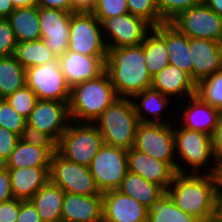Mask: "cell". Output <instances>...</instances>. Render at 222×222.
<instances>
[{"label": "cell", "instance_id": "obj_3", "mask_svg": "<svg viewBox=\"0 0 222 222\" xmlns=\"http://www.w3.org/2000/svg\"><path fill=\"white\" fill-rule=\"evenodd\" d=\"M118 98L105 70L98 77L71 88L68 103L70 119L93 123Z\"/></svg>", "mask_w": 222, "mask_h": 222}, {"label": "cell", "instance_id": "obj_32", "mask_svg": "<svg viewBox=\"0 0 222 222\" xmlns=\"http://www.w3.org/2000/svg\"><path fill=\"white\" fill-rule=\"evenodd\" d=\"M142 45L145 65L151 77L169 65L166 41L154 29L146 35Z\"/></svg>", "mask_w": 222, "mask_h": 222}, {"label": "cell", "instance_id": "obj_52", "mask_svg": "<svg viewBox=\"0 0 222 222\" xmlns=\"http://www.w3.org/2000/svg\"><path fill=\"white\" fill-rule=\"evenodd\" d=\"M215 176L217 180L219 195H222V166H217Z\"/></svg>", "mask_w": 222, "mask_h": 222}, {"label": "cell", "instance_id": "obj_34", "mask_svg": "<svg viewBox=\"0 0 222 222\" xmlns=\"http://www.w3.org/2000/svg\"><path fill=\"white\" fill-rule=\"evenodd\" d=\"M205 103L218 108L222 104V69L196 84V94Z\"/></svg>", "mask_w": 222, "mask_h": 222}, {"label": "cell", "instance_id": "obj_20", "mask_svg": "<svg viewBox=\"0 0 222 222\" xmlns=\"http://www.w3.org/2000/svg\"><path fill=\"white\" fill-rule=\"evenodd\" d=\"M103 216L102 195L64 194L62 221L97 222Z\"/></svg>", "mask_w": 222, "mask_h": 222}, {"label": "cell", "instance_id": "obj_4", "mask_svg": "<svg viewBox=\"0 0 222 222\" xmlns=\"http://www.w3.org/2000/svg\"><path fill=\"white\" fill-rule=\"evenodd\" d=\"M139 123L132 100L120 97L93 121L104 144L127 150L134 146Z\"/></svg>", "mask_w": 222, "mask_h": 222}, {"label": "cell", "instance_id": "obj_30", "mask_svg": "<svg viewBox=\"0 0 222 222\" xmlns=\"http://www.w3.org/2000/svg\"><path fill=\"white\" fill-rule=\"evenodd\" d=\"M26 85V69L14 55L0 57V99Z\"/></svg>", "mask_w": 222, "mask_h": 222}, {"label": "cell", "instance_id": "obj_8", "mask_svg": "<svg viewBox=\"0 0 222 222\" xmlns=\"http://www.w3.org/2000/svg\"><path fill=\"white\" fill-rule=\"evenodd\" d=\"M68 50L88 56H107L101 22L92 12L72 14Z\"/></svg>", "mask_w": 222, "mask_h": 222}, {"label": "cell", "instance_id": "obj_5", "mask_svg": "<svg viewBox=\"0 0 222 222\" xmlns=\"http://www.w3.org/2000/svg\"><path fill=\"white\" fill-rule=\"evenodd\" d=\"M103 144V137L93 123L71 120L57 143V152L69 161L89 167Z\"/></svg>", "mask_w": 222, "mask_h": 222}, {"label": "cell", "instance_id": "obj_16", "mask_svg": "<svg viewBox=\"0 0 222 222\" xmlns=\"http://www.w3.org/2000/svg\"><path fill=\"white\" fill-rule=\"evenodd\" d=\"M106 58L67 50L58 58V63L67 85L72 88L101 75L106 70Z\"/></svg>", "mask_w": 222, "mask_h": 222}, {"label": "cell", "instance_id": "obj_24", "mask_svg": "<svg viewBox=\"0 0 222 222\" xmlns=\"http://www.w3.org/2000/svg\"><path fill=\"white\" fill-rule=\"evenodd\" d=\"M153 29L166 41L169 64L178 67L192 77V59L189 38L170 23H162Z\"/></svg>", "mask_w": 222, "mask_h": 222}, {"label": "cell", "instance_id": "obj_54", "mask_svg": "<svg viewBox=\"0 0 222 222\" xmlns=\"http://www.w3.org/2000/svg\"><path fill=\"white\" fill-rule=\"evenodd\" d=\"M198 222H222V220L217 215H215L208 219L199 220Z\"/></svg>", "mask_w": 222, "mask_h": 222}, {"label": "cell", "instance_id": "obj_1", "mask_svg": "<svg viewBox=\"0 0 222 222\" xmlns=\"http://www.w3.org/2000/svg\"><path fill=\"white\" fill-rule=\"evenodd\" d=\"M166 192L181 211L199 220L217 215L219 192L213 174L176 173Z\"/></svg>", "mask_w": 222, "mask_h": 222}, {"label": "cell", "instance_id": "obj_36", "mask_svg": "<svg viewBox=\"0 0 222 222\" xmlns=\"http://www.w3.org/2000/svg\"><path fill=\"white\" fill-rule=\"evenodd\" d=\"M129 13L144 19L152 27L165 23L156 5V0H127Z\"/></svg>", "mask_w": 222, "mask_h": 222}, {"label": "cell", "instance_id": "obj_39", "mask_svg": "<svg viewBox=\"0 0 222 222\" xmlns=\"http://www.w3.org/2000/svg\"><path fill=\"white\" fill-rule=\"evenodd\" d=\"M92 13L100 22L104 19L127 14L129 13L127 0H97Z\"/></svg>", "mask_w": 222, "mask_h": 222}, {"label": "cell", "instance_id": "obj_51", "mask_svg": "<svg viewBox=\"0 0 222 222\" xmlns=\"http://www.w3.org/2000/svg\"><path fill=\"white\" fill-rule=\"evenodd\" d=\"M11 1L14 6V9L36 6V0H11Z\"/></svg>", "mask_w": 222, "mask_h": 222}, {"label": "cell", "instance_id": "obj_23", "mask_svg": "<svg viewBox=\"0 0 222 222\" xmlns=\"http://www.w3.org/2000/svg\"><path fill=\"white\" fill-rule=\"evenodd\" d=\"M188 99L186 100L184 112L181 114L183 115L181 126L212 136L219 119L217 108L205 103L197 95H193Z\"/></svg>", "mask_w": 222, "mask_h": 222}, {"label": "cell", "instance_id": "obj_9", "mask_svg": "<svg viewBox=\"0 0 222 222\" xmlns=\"http://www.w3.org/2000/svg\"><path fill=\"white\" fill-rule=\"evenodd\" d=\"M49 176L50 182L60 187L64 192L102 195L88 166L69 161L57 151L51 158Z\"/></svg>", "mask_w": 222, "mask_h": 222}, {"label": "cell", "instance_id": "obj_49", "mask_svg": "<svg viewBox=\"0 0 222 222\" xmlns=\"http://www.w3.org/2000/svg\"><path fill=\"white\" fill-rule=\"evenodd\" d=\"M13 10H14V6L11 0H0V18L1 19H7Z\"/></svg>", "mask_w": 222, "mask_h": 222}, {"label": "cell", "instance_id": "obj_37", "mask_svg": "<svg viewBox=\"0 0 222 222\" xmlns=\"http://www.w3.org/2000/svg\"><path fill=\"white\" fill-rule=\"evenodd\" d=\"M203 0H156V5L161 19L169 23L180 12L199 5Z\"/></svg>", "mask_w": 222, "mask_h": 222}, {"label": "cell", "instance_id": "obj_33", "mask_svg": "<svg viewBox=\"0 0 222 222\" xmlns=\"http://www.w3.org/2000/svg\"><path fill=\"white\" fill-rule=\"evenodd\" d=\"M147 222H198L194 215L181 211L165 192L148 208Z\"/></svg>", "mask_w": 222, "mask_h": 222}, {"label": "cell", "instance_id": "obj_25", "mask_svg": "<svg viewBox=\"0 0 222 222\" xmlns=\"http://www.w3.org/2000/svg\"><path fill=\"white\" fill-rule=\"evenodd\" d=\"M65 192L50 181L29 200L37 209L42 222L62 221V205Z\"/></svg>", "mask_w": 222, "mask_h": 222}, {"label": "cell", "instance_id": "obj_13", "mask_svg": "<svg viewBox=\"0 0 222 222\" xmlns=\"http://www.w3.org/2000/svg\"><path fill=\"white\" fill-rule=\"evenodd\" d=\"M26 85L38 99L69 102L71 88L66 83L58 60L27 68Z\"/></svg>", "mask_w": 222, "mask_h": 222}, {"label": "cell", "instance_id": "obj_40", "mask_svg": "<svg viewBox=\"0 0 222 222\" xmlns=\"http://www.w3.org/2000/svg\"><path fill=\"white\" fill-rule=\"evenodd\" d=\"M20 140L45 149H57V143L46 133L25 124L19 136Z\"/></svg>", "mask_w": 222, "mask_h": 222}, {"label": "cell", "instance_id": "obj_6", "mask_svg": "<svg viewBox=\"0 0 222 222\" xmlns=\"http://www.w3.org/2000/svg\"><path fill=\"white\" fill-rule=\"evenodd\" d=\"M173 123H139L136 129L134 148L147 155L167 162L177 173L191 174L176 161Z\"/></svg>", "mask_w": 222, "mask_h": 222}, {"label": "cell", "instance_id": "obj_29", "mask_svg": "<svg viewBox=\"0 0 222 222\" xmlns=\"http://www.w3.org/2000/svg\"><path fill=\"white\" fill-rule=\"evenodd\" d=\"M149 208L166 191L159 185L147 181L138 174L128 171L117 189Z\"/></svg>", "mask_w": 222, "mask_h": 222}, {"label": "cell", "instance_id": "obj_45", "mask_svg": "<svg viewBox=\"0 0 222 222\" xmlns=\"http://www.w3.org/2000/svg\"><path fill=\"white\" fill-rule=\"evenodd\" d=\"M17 222H42L37 209L29 200L21 201Z\"/></svg>", "mask_w": 222, "mask_h": 222}, {"label": "cell", "instance_id": "obj_26", "mask_svg": "<svg viewBox=\"0 0 222 222\" xmlns=\"http://www.w3.org/2000/svg\"><path fill=\"white\" fill-rule=\"evenodd\" d=\"M131 100L140 123L170 124V121H163L160 117L161 114V116H163V113L165 112L162 111H164L165 108H168V103L171 101L168 96L163 95L161 92L151 87L136 94ZM146 112L148 113V116L151 115L149 118L147 117ZM150 117L153 118L151 119Z\"/></svg>", "mask_w": 222, "mask_h": 222}, {"label": "cell", "instance_id": "obj_19", "mask_svg": "<svg viewBox=\"0 0 222 222\" xmlns=\"http://www.w3.org/2000/svg\"><path fill=\"white\" fill-rule=\"evenodd\" d=\"M128 171L161 186L165 191L177 173L167 162L159 161L134 147L127 151Z\"/></svg>", "mask_w": 222, "mask_h": 222}, {"label": "cell", "instance_id": "obj_44", "mask_svg": "<svg viewBox=\"0 0 222 222\" xmlns=\"http://www.w3.org/2000/svg\"><path fill=\"white\" fill-rule=\"evenodd\" d=\"M13 199L8 168L0 164V203Z\"/></svg>", "mask_w": 222, "mask_h": 222}, {"label": "cell", "instance_id": "obj_56", "mask_svg": "<svg viewBox=\"0 0 222 222\" xmlns=\"http://www.w3.org/2000/svg\"><path fill=\"white\" fill-rule=\"evenodd\" d=\"M217 166H222V155L217 159Z\"/></svg>", "mask_w": 222, "mask_h": 222}, {"label": "cell", "instance_id": "obj_2", "mask_svg": "<svg viewBox=\"0 0 222 222\" xmlns=\"http://www.w3.org/2000/svg\"><path fill=\"white\" fill-rule=\"evenodd\" d=\"M106 71L120 98L132 99L136 94L151 88L152 77L145 65L142 44L108 49Z\"/></svg>", "mask_w": 222, "mask_h": 222}, {"label": "cell", "instance_id": "obj_50", "mask_svg": "<svg viewBox=\"0 0 222 222\" xmlns=\"http://www.w3.org/2000/svg\"><path fill=\"white\" fill-rule=\"evenodd\" d=\"M203 2L222 17V0H203Z\"/></svg>", "mask_w": 222, "mask_h": 222}, {"label": "cell", "instance_id": "obj_15", "mask_svg": "<svg viewBox=\"0 0 222 222\" xmlns=\"http://www.w3.org/2000/svg\"><path fill=\"white\" fill-rule=\"evenodd\" d=\"M41 39L59 58L68 50L70 21L74 12L38 7Z\"/></svg>", "mask_w": 222, "mask_h": 222}, {"label": "cell", "instance_id": "obj_28", "mask_svg": "<svg viewBox=\"0 0 222 222\" xmlns=\"http://www.w3.org/2000/svg\"><path fill=\"white\" fill-rule=\"evenodd\" d=\"M56 151L57 149H45L19 140L4 165L7 168L50 167L51 158Z\"/></svg>", "mask_w": 222, "mask_h": 222}, {"label": "cell", "instance_id": "obj_10", "mask_svg": "<svg viewBox=\"0 0 222 222\" xmlns=\"http://www.w3.org/2000/svg\"><path fill=\"white\" fill-rule=\"evenodd\" d=\"M127 149L103 144L89 168L101 193L117 190L126 173Z\"/></svg>", "mask_w": 222, "mask_h": 222}, {"label": "cell", "instance_id": "obj_27", "mask_svg": "<svg viewBox=\"0 0 222 222\" xmlns=\"http://www.w3.org/2000/svg\"><path fill=\"white\" fill-rule=\"evenodd\" d=\"M7 19L17 43L41 39L38 6L16 8Z\"/></svg>", "mask_w": 222, "mask_h": 222}, {"label": "cell", "instance_id": "obj_48", "mask_svg": "<svg viewBox=\"0 0 222 222\" xmlns=\"http://www.w3.org/2000/svg\"><path fill=\"white\" fill-rule=\"evenodd\" d=\"M74 12H92L97 0H73Z\"/></svg>", "mask_w": 222, "mask_h": 222}, {"label": "cell", "instance_id": "obj_38", "mask_svg": "<svg viewBox=\"0 0 222 222\" xmlns=\"http://www.w3.org/2000/svg\"><path fill=\"white\" fill-rule=\"evenodd\" d=\"M25 124L26 119L6 99H0V127L6 128L20 136Z\"/></svg>", "mask_w": 222, "mask_h": 222}, {"label": "cell", "instance_id": "obj_22", "mask_svg": "<svg viewBox=\"0 0 222 222\" xmlns=\"http://www.w3.org/2000/svg\"><path fill=\"white\" fill-rule=\"evenodd\" d=\"M151 87L173 99L176 95L177 97L184 95L189 98L196 94V83L192 77L170 64L152 76Z\"/></svg>", "mask_w": 222, "mask_h": 222}, {"label": "cell", "instance_id": "obj_31", "mask_svg": "<svg viewBox=\"0 0 222 222\" xmlns=\"http://www.w3.org/2000/svg\"><path fill=\"white\" fill-rule=\"evenodd\" d=\"M14 56L25 69L58 60L42 39L17 43Z\"/></svg>", "mask_w": 222, "mask_h": 222}, {"label": "cell", "instance_id": "obj_18", "mask_svg": "<svg viewBox=\"0 0 222 222\" xmlns=\"http://www.w3.org/2000/svg\"><path fill=\"white\" fill-rule=\"evenodd\" d=\"M103 217L111 222H147L148 208L118 190L102 193Z\"/></svg>", "mask_w": 222, "mask_h": 222}, {"label": "cell", "instance_id": "obj_35", "mask_svg": "<svg viewBox=\"0 0 222 222\" xmlns=\"http://www.w3.org/2000/svg\"><path fill=\"white\" fill-rule=\"evenodd\" d=\"M5 99L26 120L34 110L35 104L38 100L37 95L27 85L19 88Z\"/></svg>", "mask_w": 222, "mask_h": 222}, {"label": "cell", "instance_id": "obj_42", "mask_svg": "<svg viewBox=\"0 0 222 222\" xmlns=\"http://www.w3.org/2000/svg\"><path fill=\"white\" fill-rule=\"evenodd\" d=\"M19 135L9 131L6 128L0 127V164L4 165L9 159L12 151L15 149Z\"/></svg>", "mask_w": 222, "mask_h": 222}, {"label": "cell", "instance_id": "obj_53", "mask_svg": "<svg viewBox=\"0 0 222 222\" xmlns=\"http://www.w3.org/2000/svg\"><path fill=\"white\" fill-rule=\"evenodd\" d=\"M217 216L222 220V195L218 196Z\"/></svg>", "mask_w": 222, "mask_h": 222}, {"label": "cell", "instance_id": "obj_55", "mask_svg": "<svg viewBox=\"0 0 222 222\" xmlns=\"http://www.w3.org/2000/svg\"><path fill=\"white\" fill-rule=\"evenodd\" d=\"M219 117H222V104L217 108Z\"/></svg>", "mask_w": 222, "mask_h": 222}, {"label": "cell", "instance_id": "obj_17", "mask_svg": "<svg viewBox=\"0 0 222 222\" xmlns=\"http://www.w3.org/2000/svg\"><path fill=\"white\" fill-rule=\"evenodd\" d=\"M189 50L193 63L192 79L196 84L222 69V42L189 38Z\"/></svg>", "mask_w": 222, "mask_h": 222}, {"label": "cell", "instance_id": "obj_12", "mask_svg": "<svg viewBox=\"0 0 222 222\" xmlns=\"http://www.w3.org/2000/svg\"><path fill=\"white\" fill-rule=\"evenodd\" d=\"M101 25L108 49L141 45L153 29L144 19L130 13L104 19Z\"/></svg>", "mask_w": 222, "mask_h": 222}, {"label": "cell", "instance_id": "obj_46", "mask_svg": "<svg viewBox=\"0 0 222 222\" xmlns=\"http://www.w3.org/2000/svg\"><path fill=\"white\" fill-rule=\"evenodd\" d=\"M36 6L74 12L73 0H36Z\"/></svg>", "mask_w": 222, "mask_h": 222}, {"label": "cell", "instance_id": "obj_57", "mask_svg": "<svg viewBox=\"0 0 222 222\" xmlns=\"http://www.w3.org/2000/svg\"><path fill=\"white\" fill-rule=\"evenodd\" d=\"M97 222H111V221L107 220L102 216Z\"/></svg>", "mask_w": 222, "mask_h": 222}, {"label": "cell", "instance_id": "obj_11", "mask_svg": "<svg viewBox=\"0 0 222 222\" xmlns=\"http://www.w3.org/2000/svg\"><path fill=\"white\" fill-rule=\"evenodd\" d=\"M169 23L188 38L222 42V17L204 2L180 12Z\"/></svg>", "mask_w": 222, "mask_h": 222}, {"label": "cell", "instance_id": "obj_43", "mask_svg": "<svg viewBox=\"0 0 222 222\" xmlns=\"http://www.w3.org/2000/svg\"><path fill=\"white\" fill-rule=\"evenodd\" d=\"M20 199H11L0 203V222H17L19 217Z\"/></svg>", "mask_w": 222, "mask_h": 222}, {"label": "cell", "instance_id": "obj_21", "mask_svg": "<svg viewBox=\"0 0 222 222\" xmlns=\"http://www.w3.org/2000/svg\"><path fill=\"white\" fill-rule=\"evenodd\" d=\"M50 167L8 168L13 198L30 200L50 181Z\"/></svg>", "mask_w": 222, "mask_h": 222}, {"label": "cell", "instance_id": "obj_7", "mask_svg": "<svg viewBox=\"0 0 222 222\" xmlns=\"http://www.w3.org/2000/svg\"><path fill=\"white\" fill-rule=\"evenodd\" d=\"M174 143L175 151H178L176 157L179 156L177 158L183 159L184 165L187 162L188 166L194 169L193 172L190 170L191 174H200L199 170L206 167L208 161L213 159L214 166L212 164L206 174L215 175L217 160L213 153L210 135L174 125Z\"/></svg>", "mask_w": 222, "mask_h": 222}, {"label": "cell", "instance_id": "obj_47", "mask_svg": "<svg viewBox=\"0 0 222 222\" xmlns=\"http://www.w3.org/2000/svg\"><path fill=\"white\" fill-rule=\"evenodd\" d=\"M212 149L216 160L222 155V117H219L212 136Z\"/></svg>", "mask_w": 222, "mask_h": 222}, {"label": "cell", "instance_id": "obj_14", "mask_svg": "<svg viewBox=\"0 0 222 222\" xmlns=\"http://www.w3.org/2000/svg\"><path fill=\"white\" fill-rule=\"evenodd\" d=\"M68 103L38 99L26 123L58 143L71 121Z\"/></svg>", "mask_w": 222, "mask_h": 222}, {"label": "cell", "instance_id": "obj_41", "mask_svg": "<svg viewBox=\"0 0 222 222\" xmlns=\"http://www.w3.org/2000/svg\"><path fill=\"white\" fill-rule=\"evenodd\" d=\"M17 41L8 19L0 18V57L15 54Z\"/></svg>", "mask_w": 222, "mask_h": 222}]
</instances>
